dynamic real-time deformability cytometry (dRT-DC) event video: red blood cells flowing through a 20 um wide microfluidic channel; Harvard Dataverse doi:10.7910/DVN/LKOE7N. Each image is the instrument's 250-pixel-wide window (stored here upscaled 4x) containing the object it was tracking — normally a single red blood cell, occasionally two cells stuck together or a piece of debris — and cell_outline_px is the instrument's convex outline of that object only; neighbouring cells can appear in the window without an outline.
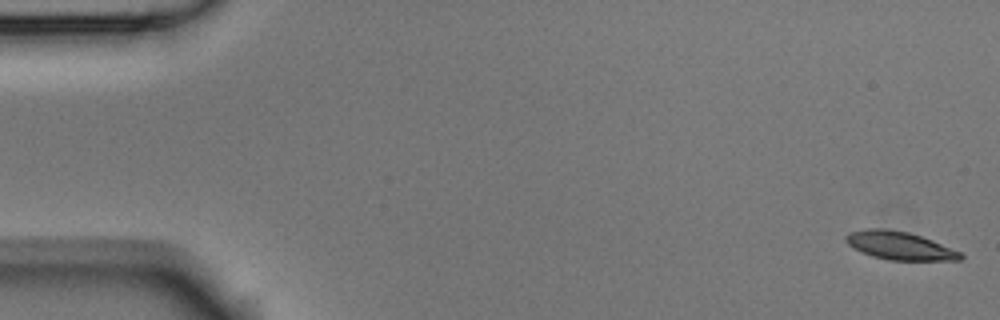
{"species": "Egyptian fruit bat (a non-hibernating species)", "species_latin": "Rousettus aegyptiacus", "temperature_condition": "room temperature", "stored_images_in_passage": 4, "camera_frame_rate_fps": 3000, "um_per_image_px": 0.085, "animal": {"sex": "male"}, "frame": {"image": 1, "passage_image": 1, "time_ms": 0.0, "image_size_px": [1000, 320], "cell_outline_px": [[964, 256], [960, 260], [888, 260], [872, 256], [852, 248], [844, 240], [844, 236], [848, 232], [864, 228], [884, 228], [908, 232], [932, 240], [960, 252]], "centroid_in_image_um": [76.4, 20.87], "position_along_channel_um": 8.6, "area_um2": 18.84}}
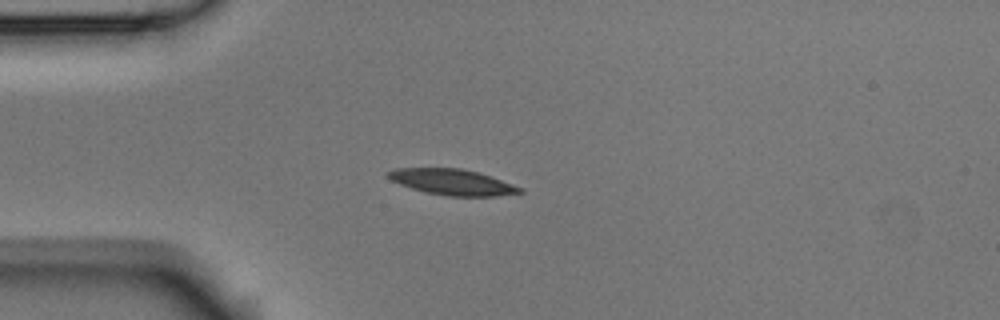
{"frame": {"image": 2, "passage_image": 4, "time_ms": 1.0, "image_size_px": [1000, 320], "cell_outline_px": [[524, 192], [496, 196], [448, 196], [424, 192], [400, 184], [392, 180], [384, 172], [396, 168], [460, 168], [480, 172], [524, 188]], "centroid_in_image_um": [38.47, 15.47], "position_along_channel_um": 46.5, "area_um2": 19.94}}